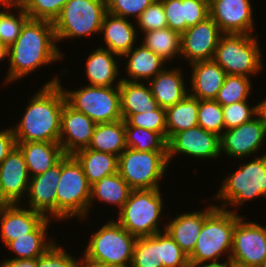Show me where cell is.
I'll list each match as a JSON object with an SVG mask.
<instances>
[{
  "label": "cell",
  "instance_id": "obj_46",
  "mask_svg": "<svg viewBox=\"0 0 266 267\" xmlns=\"http://www.w3.org/2000/svg\"><path fill=\"white\" fill-rule=\"evenodd\" d=\"M153 1L155 0H106L107 12L135 20Z\"/></svg>",
  "mask_w": 266,
  "mask_h": 267
},
{
  "label": "cell",
  "instance_id": "obj_13",
  "mask_svg": "<svg viewBox=\"0 0 266 267\" xmlns=\"http://www.w3.org/2000/svg\"><path fill=\"white\" fill-rule=\"evenodd\" d=\"M220 152L222 155L233 157L236 160L255 157L264 147L266 132L260 117L257 115L252 120L240 126L225 130L220 136ZM223 153V154H222ZM247 157V158H246Z\"/></svg>",
  "mask_w": 266,
  "mask_h": 267
},
{
  "label": "cell",
  "instance_id": "obj_8",
  "mask_svg": "<svg viewBox=\"0 0 266 267\" xmlns=\"http://www.w3.org/2000/svg\"><path fill=\"white\" fill-rule=\"evenodd\" d=\"M258 40L257 34H222L213 60L227 75L254 78L265 69Z\"/></svg>",
  "mask_w": 266,
  "mask_h": 267
},
{
  "label": "cell",
  "instance_id": "obj_37",
  "mask_svg": "<svg viewBox=\"0 0 266 267\" xmlns=\"http://www.w3.org/2000/svg\"><path fill=\"white\" fill-rule=\"evenodd\" d=\"M126 146L137 151H167V139L158 132L130 126L125 121Z\"/></svg>",
  "mask_w": 266,
  "mask_h": 267
},
{
  "label": "cell",
  "instance_id": "obj_32",
  "mask_svg": "<svg viewBox=\"0 0 266 267\" xmlns=\"http://www.w3.org/2000/svg\"><path fill=\"white\" fill-rule=\"evenodd\" d=\"M73 156L80 163L90 185L105 176L118 173V156L113 154L84 148L76 151Z\"/></svg>",
  "mask_w": 266,
  "mask_h": 267
},
{
  "label": "cell",
  "instance_id": "obj_57",
  "mask_svg": "<svg viewBox=\"0 0 266 267\" xmlns=\"http://www.w3.org/2000/svg\"><path fill=\"white\" fill-rule=\"evenodd\" d=\"M259 267H266V258L264 259V261L262 262V264Z\"/></svg>",
  "mask_w": 266,
  "mask_h": 267
},
{
  "label": "cell",
  "instance_id": "obj_26",
  "mask_svg": "<svg viewBox=\"0 0 266 267\" xmlns=\"http://www.w3.org/2000/svg\"><path fill=\"white\" fill-rule=\"evenodd\" d=\"M125 59L127 62H125L124 72H126L127 78L124 75L121 79L126 81L149 82L167 66V63L159 55L140 43L121 57L122 61Z\"/></svg>",
  "mask_w": 266,
  "mask_h": 267
},
{
  "label": "cell",
  "instance_id": "obj_31",
  "mask_svg": "<svg viewBox=\"0 0 266 267\" xmlns=\"http://www.w3.org/2000/svg\"><path fill=\"white\" fill-rule=\"evenodd\" d=\"M132 189L119 173L105 176L91 185L89 210L93 207L95 201L103 204H110L117 207V212L121 210Z\"/></svg>",
  "mask_w": 266,
  "mask_h": 267
},
{
  "label": "cell",
  "instance_id": "obj_29",
  "mask_svg": "<svg viewBox=\"0 0 266 267\" xmlns=\"http://www.w3.org/2000/svg\"><path fill=\"white\" fill-rule=\"evenodd\" d=\"M119 90L123 120L130 114L145 113L159 107L148 82L121 80Z\"/></svg>",
  "mask_w": 266,
  "mask_h": 267
},
{
  "label": "cell",
  "instance_id": "obj_56",
  "mask_svg": "<svg viewBox=\"0 0 266 267\" xmlns=\"http://www.w3.org/2000/svg\"><path fill=\"white\" fill-rule=\"evenodd\" d=\"M0 7H9V0H0Z\"/></svg>",
  "mask_w": 266,
  "mask_h": 267
},
{
  "label": "cell",
  "instance_id": "obj_54",
  "mask_svg": "<svg viewBox=\"0 0 266 267\" xmlns=\"http://www.w3.org/2000/svg\"><path fill=\"white\" fill-rule=\"evenodd\" d=\"M27 0H9V7L23 6Z\"/></svg>",
  "mask_w": 266,
  "mask_h": 267
},
{
  "label": "cell",
  "instance_id": "obj_43",
  "mask_svg": "<svg viewBox=\"0 0 266 267\" xmlns=\"http://www.w3.org/2000/svg\"><path fill=\"white\" fill-rule=\"evenodd\" d=\"M222 110L225 130L240 126L252 120L258 114L257 104L252 106L249 101L222 106Z\"/></svg>",
  "mask_w": 266,
  "mask_h": 267
},
{
  "label": "cell",
  "instance_id": "obj_18",
  "mask_svg": "<svg viewBox=\"0 0 266 267\" xmlns=\"http://www.w3.org/2000/svg\"><path fill=\"white\" fill-rule=\"evenodd\" d=\"M96 123L87 115L75 110L67 102L61 113L59 144L65 155L88 148Z\"/></svg>",
  "mask_w": 266,
  "mask_h": 267
},
{
  "label": "cell",
  "instance_id": "obj_47",
  "mask_svg": "<svg viewBox=\"0 0 266 267\" xmlns=\"http://www.w3.org/2000/svg\"><path fill=\"white\" fill-rule=\"evenodd\" d=\"M162 263L163 267H190L188 255L166 231H162Z\"/></svg>",
  "mask_w": 266,
  "mask_h": 267
},
{
  "label": "cell",
  "instance_id": "obj_49",
  "mask_svg": "<svg viewBox=\"0 0 266 267\" xmlns=\"http://www.w3.org/2000/svg\"><path fill=\"white\" fill-rule=\"evenodd\" d=\"M0 267H37V258H5L0 262Z\"/></svg>",
  "mask_w": 266,
  "mask_h": 267
},
{
  "label": "cell",
  "instance_id": "obj_2",
  "mask_svg": "<svg viewBox=\"0 0 266 267\" xmlns=\"http://www.w3.org/2000/svg\"><path fill=\"white\" fill-rule=\"evenodd\" d=\"M59 80L56 74L31 96L19 122L11 126L16 142L59 143L61 113L66 102Z\"/></svg>",
  "mask_w": 266,
  "mask_h": 267
},
{
  "label": "cell",
  "instance_id": "obj_22",
  "mask_svg": "<svg viewBox=\"0 0 266 267\" xmlns=\"http://www.w3.org/2000/svg\"><path fill=\"white\" fill-rule=\"evenodd\" d=\"M84 68L87 85L99 87H114L121 83V57L108 49L97 47L87 55ZM119 61V63H118Z\"/></svg>",
  "mask_w": 266,
  "mask_h": 267
},
{
  "label": "cell",
  "instance_id": "obj_52",
  "mask_svg": "<svg viewBox=\"0 0 266 267\" xmlns=\"http://www.w3.org/2000/svg\"><path fill=\"white\" fill-rule=\"evenodd\" d=\"M8 47L0 43V62H4L5 58L8 59Z\"/></svg>",
  "mask_w": 266,
  "mask_h": 267
},
{
  "label": "cell",
  "instance_id": "obj_48",
  "mask_svg": "<svg viewBox=\"0 0 266 267\" xmlns=\"http://www.w3.org/2000/svg\"><path fill=\"white\" fill-rule=\"evenodd\" d=\"M9 128V129H8ZM0 130V164L17 146L11 126Z\"/></svg>",
  "mask_w": 266,
  "mask_h": 267
},
{
  "label": "cell",
  "instance_id": "obj_40",
  "mask_svg": "<svg viewBox=\"0 0 266 267\" xmlns=\"http://www.w3.org/2000/svg\"><path fill=\"white\" fill-rule=\"evenodd\" d=\"M198 125L220 136L224 131L222 105L215 100H198Z\"/></svg>",
  "mask_w": 266,
  "mask_h": 267
},
{
  "label": "cell",
  "instance_id": "obj_35",
  "mask_svg": "<svg viewBox=\"0 0 266 267\" xmlns=\"http://www.w3.org/2000/svg\"><path fill=\"white\" fill-rule=\"evenodd\" d=\"M142 41L146 48L159 55L168 63L176 58L180 59L181 34L170 28L152 30L142 33Z\"/></svg>",
  "mask_w": 266,
  "mask_h": 267
},
{
  "label": "cell",
  "instance_id": "obj_42",
  "mask_svg": "<svg viewBox=\"0 0 266 267\" xmlns=\"http://www.w3.org/2000/svg\"><path fill=\"white\" fill-rule=\"evenodd\" d=\"M125 121L130 126L142 127L149 131L161 133L167 139L166 110L158 107L145 113L130 114Z\"/></svg>",
  "mask_w": 266,
  "mask_h": 267
},
{
  "label": "cell",
  "instance_id": "obj_45",
  "mask_svg": "<svg viewBox=\"0 0 266 267\" xmlns=\"http://www.w3.org/2000/svg\"><path fill=\"white\" fill-rule=\"evenodd\" d=\"M137 30L142 33L167 27L162 0L153 1L148 8L135 20ZM139 28V29H138Z\"/></svg>",
  "mask_w": 266,
  "mask_h": 267
},
{
  "label": "cell",
  "instance_id": "obj_50",
  "mask_svg": "<svg viewBox=\"0 0 266 267\" xmlns=\"http://www.w3.org/2000/svg\"><path fill=\"white\" fill-rule=\"evenodd\" d=\"M257 106H258L257 115L260 117L266 132V97L263 100L261 99V101L258 102Z\"/></svg>",
  "mask_w": 266,
  "mask_h": 267
},
{
  "label": "cell",
  "instance_id": "obj_58",
  "mask_svg": "<svg viewBox=\"0 0 266 267\" xmlns=\"http://www.w3.org/2000/svg\"><path fill=\"white\" fill-rule=\"evenodd\" d=\"M201 1H203V2H205V3H207V4H210V2H211L212 0H201Z\"/></svg>",
  "mask_w": 266,
  "mask_h": 267
},
{
  "label": "cell",
  "instance_id": "obj_28",
  "mask_svg": "<svg viewBox=\"0 0 266 267\" xmlns=\"http://www.w3.org/2000/svg\"><path fill=\"white\" fill-rule=\"evenodd\" d=\"M16 143L23 153L30 177L44 173L65 156L59 143L44 141Z\"/></svg>",
  "mask_w": 266,
  "mask_h": 267
},
{
  "label": "cell",
  "instance_id": "obj_5",
  "mask_svg": "<svg viewBox=\"0 0 266 267\" xmlns=\"http://www.w3.org/2000/svg\"><path fill=\"white\" fill-rule=\"evenodd\" d=\"M90 189L80 163L73 155H65L61 159V175L56 188V220H88Z\"/></svg>",
  "mask_w": 266,
  "mask_h": 267
},
{
  "label": "cell",
  "instance_id": "obj_38",
  "mask_svg": "<svg viewBox=\"0 0 266 267\" xmlns=\"http://www.w3.org/2000/svg\"><path fill=\"white\" fill-rule=\"evenodd\" d=\"M251 79L242 75H226L215 101L222 106L249 101L253 89Z\"/></svg>",
  "mask_w": 266,
  "mask_h": 267
},
{
  "label": "cell",
  "instance_id": "obj_44",
  "mask_svg": "<svg viewBox=\"0 0 266 267\" xmlns=\"http://www.w3.org/2000/svg\"><path fill=\"white\" fill-rule=\"evenodd\" d=\"M82 261V257L76 259L67 253L64 246L62 248V244L54 242L43 255L37 257V267H81Z\"/></svg>",
  "mask_w": 266,
  "mask_h": 267
},
{
  "label": "cell",
  "instance_id": "obj_7",
  "mask_svg": "<svg viewBox=\"0 0 266 267\" xmlns=\"http://www.w3.org/2000/svg\"><path fill=\"white\" fill-rule=\"evenodd\" d=\"M162 194L161 189L132 190L116 221L137 238L165 231L167 221L162 222L165 210Z\"/></svg>",
  "mask_w": 266,
  "mask_h": 267
},
{
  "label": "cell",
  "instance_id": "obj_11",
  "mask_svg": "<svg viewBox=\"0 0 266 267\" xmlns=\"http://www.w3.org/2000/svg\"><path fill=\"white\" fill-rule=\"evenodd\" d=\"M66 102L87 115L96 124L112 123L122 119L119 86L99 87L82 85L79 89H65Z\"/></svg>",
  "mask_w": 266,
  "mask_h": 267
},
{
  "label": "cell",
  "instance_id": "obj_55",
  "mask_svg": "<svg viewBox=\"0 0 266 267\" xmlns=\"http://www.w3.org/2000/svg\"><path fill=\"white\" fill-rule=\"evenodd\" d=\"M81 267H111V266H102V265H97L91 262H86V261H82Z\"/></svg>",
  "mask_w": 266,
  "mask_h": 267
},
{
  "label": "cell",
  "instance_id": "obj_24",
  "mask_svg": "<svg viewBox=\"0 0 266 267\" xmlns=\"http://www.w3.org/2000/svg\"><path fill=\"white\" fill-rule=\"evenodd\" d=\"M190 66L189 95L198 100H215L226 72L214 60L199 61Z\"/></svg>",
  "mask_w": 266,
  "mask_h": 267
},
{
  "label": "cell",
  "instance_id": "obj_19",
  "mask_svg": "<svg viewBox=\"0 0 266 267\" xmlns=\"http://www.w3.org/2000/svg\"><path fill=\"white\" fill-rule=\"evenodd\" d=\"M61 175V160L44 173L30 177L27 207L56 221V188Z\"/></svg>",
  "mask_w": 266,
  "mask_h": 267
},
{
  "label": "cell",
  "instance_id": "obj_21",
  "mask_svg": "<svg viewBox=\"0 0 266 267\" xmlns=\"http://www.w3.org/2000/svg\"><path fill=\"white\" fill-rule=\"evenodd\" d=\"M207 204L208 207L199 211L176 214L166 223L165 231L187 255L194 250L205 219L217 208L216 203Z\"/></svg>",
  "mask_w": 266,
  "mask_h": 267
},
{
  "label": "cell",
  "instance_id": "obj_20",
  "mask_svg": "<svg viewBox=\"0 0 266 267\" xmlns=\"http://www.w3.org/2000/svg\"><path fill=\"white\" fill-rule=\"evenodd\" d=\"M44 219L41 213L25 207L23 203L0 205V242L6 246L10 241L32 232Z\"/></svg>",
  "mask_w": 266,
  "mask_h": 267
},
{
  "label": "cell",
  "instance_id": "obj_16",
  "mask_svg": "<svg viewBox=\"0 0 266 267\" xmlns=\"http://www.w3.org/2000/svg\"><path fill=\"white\" fill-rule=\"evenodd\" d=\"M251 0H212L209 16L223 34H256Z\"/></svg>",
  "mask_w": 266,
  "mask_h": 267
},
{
  "label": "cell",
  "instance_id": "obj_39",
  "mask_svg": "<svg viewBox=\"0 0 266 267\" xmlns=\"http://www.w3.org/2000/svg\"><path fill=\"white\" fill-rule=\"evenodd\" d=\"M3 9L0 7V43L9 48L20 35L21 28L29 16L23 6L4 7Z\"/></svg>",
  "mask_w": 266,
  "mask_h": 267
},
{
  "label": "cell",
  "instance_id": "obj_34",
  "mask_svg": "<svg viewBox=\"0 0 266 267\" xmlns=\"http://www.w3.org/2000/svg\"><path fill=\"white\" fill-rule=\"evenodd\" d=\"M167 141L180 131L198 125V99L187 95L183 100L166 109Z\"/></svg>",
  "mask_w": 266,
  "mask_h": 267
},
{
  "label": "cell",
  "instance_id": "obj_25",
  "mask_svg": "<svg viewBox=\"0 0 266 267\" xmlns=\"http://www.w3.org/2000/svg\"><path fill=\"white\" fill-rule=\"evenodd\" d=\"M169 68L165 67L148 82L159 107L165 109L180 102L189 94L187 78L185 81L181 67Z\"/></svg>",
  "mask_w": 266,
  "mask_h": 267
},
{
  "label": "cell",
  "instance_id": "obj_4",
  "mask_svg": "<svg viewBox=\"0 0 266 267\" xmlns=\"http://www.w3.org/2000/svg\"><path fill=\"white\" fill-rule=\"evenodd\" d=\"M243 215L223 208H216L204 221L194 250L188 255L190 267L206 262L230 259L233 247V231ZM226 254V257L224 255Z\"/></svg>",
  "mask_w": 266,
  "mask_h": 267
},
{
  "label": "cell",
  "instance_id": "obj_27",
  "mask_svg": "<svg viewBox=\"0 0 266 267\" xmlns=\"http://www.w3.org/2000/svg\"><path fill=\"white\" fill-rule=\"evenodd\" d=\"M167 27L183 33L209 17V4L201 0H162Z\"/></svg>",
  "mask_w": 266,
  "mask_h": 267
},
{
  "label": "cell",
  "instance_id": "obj_17",
  "mask_svg": "<svg viewBox=\"0 0 266 267\" xmlns=\"http://www.w3.org/2000/svg\"><path fill=\"white\" fill-rule=\"evenodd\" d=\"M30 175L21 150L16 146L0 164V201L24 203Z\"/></svg>",
  "mask_w": 266,
  "mask_h": 267
},
{
  "label": "cell",
  "instance_id": "obj_9",
  "mask_svg": "<svg viewBox=\"0 0 266 267\" xmlns=\"http://www.w3.org/2000/svg\"><path fill=\"white\" fill-rule=\"evenodd\" d=\"M106 13V0H69L53 22L57 44L100 35Z\"/></svg>",
  "mask_w": 266,
  "mask_h": 267
},
{
  "label": "cell",
  "instance_id": "obj_3",
  "mask_svg": "<svg viewBox=\"0 0 266 267\" xmlns=\"http://www.w3.org/2000/svg\"><path fill=\"white\" fill-rule=\"evenodd\" d=\"M251 159L224 176L220 190L213 196L219 202L218 208L238 213L237 208L248 201L266 198V153Z\"/></svg>",
  "mask_w": 266,
  "mask_h": 267
},
{
  "label": "cell",
  "instance_id": "obj_12",
  "mask_svg": "<svg viewBox=\"0 0 266 267\" xmlns=\"http://www.w3.org/2000/svg\"><path fill=\"white\" fill-rule=\"evenodd\" d=\"M181 155L200 161L221 158L219 136L206 131L199 125L175 133L167 141L169 165L172 163L171 160Z\"/></svg>",
  "mask_w": 266,
  "mask_h": 267
},
{
  "label": "cell",
  "instance_id": "obj_10",
  "mask_svg": "<svg viewBox=\"0 0 266 267\" xmlns=\"http://www.w3.org/2000/svg\"><path fill=\"white\" fill-rule=\"evenodd\" d=\"M167 168V151H137L127 147L118 157V173L132 190L161 189Z\"/></svg>",
  "mask_w": 266,
  "mask_h": 267
},
{
  "label": "cell",
  "instance_id": "obj_53",
  "mask_svg": "<svg viewBox=\"0 0 266 267\" xmlns=\"http://www.w3.org/2000/svg\"><path fill=\"white\" fill-rule=\"evenodd\" d=\"M228 267H253L250 265L242 264L231 259H228Z\"/></svg>",
  "mask_w": 266,
  "mask_h": 267
},
{
  "label": "cell",
  "instance_id": "obj_36",
  "mask_svg": "<svg viewBox=\"0 0 266 267\" xmlns=\"http://www.w3.org/2000/svg\"><path fill=\"white\" fill-rule=\"evenodd\" d=\"M130 267H163L162 232L137 238Z\"/></svg>",
  "mask_w": 266,
  "mask_h": 267
},
{
  "label": "cell",
  "instance_id": "obj_1",
  "mask_svg": "<svg viewBox=\"0 0 266 267\" xmlns=\"http://www.w3.org/2000/svg\"><path fill=\"white\" fill-rule=\"evenodd\" d=\"M57 46L52 22L28 19L18 38L8 48L9 69L3 80L4 85L7 87V84L18 82L42 66L63 60L64 54Z\"/></svg>",
  "mask_w": 266,
  "mask_h": 267
},
{
  "label": "cell",
  "instance_id": "obj_30",
  "mask_svg": "<svg viewBox=\"0 0 266 267\" xmlns=\"http://www.w3.org/2000/svg\"><path fill=\"white\" fill-rule=\"evenodd\" d=\"M52 220L45 218L32 232L10 241L5 247L15 254L16 257L13 256L12 259L37 258L43 255L57 240L48 237L47 231Z\"/></svg>",
  "mask_w": 266,
  "mask_h": 267
},
{
  "label": "cell",
  "instance_id": "obj_51",
  "mask_svg": "<svg viewBox=\"0 0 266 267\" xmlns=\"http://www.w3.org/2000/svg\"><path fill=\"white\" fill-rule=\"evenodd\" d=\"M195 267H228V260L216 261V262H206Z\"/></svg>",
  "mask_w": 266,
  "mask_h": 267
},
{
  "label": "cell",
  "instance_id": "obj_33",
  "mask_svg": "<svg viewBox=\"0 0 266 267\" xmlns=\"http://www.w3.org/2000/svg\"><path fill=\"white\" fill-rule=\"evenodd\" d=\"M89 149L118 156L127 148L125 120L96 124Z\"/></svg>",
  "mask_w": 266,
  "mask_h": 267
},
{
  "label": "cell",
  "instance_id": "obj_14",
  "mask_svg": "<svg viewBox=\"0 0 266 267\" xmlns=\"http://www.w3.org/2000/svg\"><path fill=\"white\" fill-rule=\"evenodd\" d=\"M244 219L242 216L236 222L230 259L259 267L266 258V226Z\"/></svg>",
  "mask_w": 266,
  "mask_h": 267
},
{
  "label": "cell",
  "instance_id": "obj_23",
  "mask_svg": "<svg viewBox=\"0 0 266 267\" xmlns=\"http://www.w3.org/2000/svg\"><path fill=\"white\" fill-rule=\"evenodd\" d=\"M131 21L107 12L100 31V35L104 36L102 38L106 47L104 45L99 47L108 49L120 57L129 52L137 45L140 37L135 21Z\"/></svg>",
  "mask_w": 266,
  "mask_h": 267
},
{
  "label": "cell",
  "instance_id": "obj_15",
  "mask_svg": "<svg viewBox=\"0 0 266 267\" xmlns=\"http://www.w3.org/2000/svg\"><path fill=\"white\" fill-rule=\"evenodd\" d=\"M223 33L209 16L181 33L180 60L187 64L213 60Z\"/></svg>",
  "mask_w": 266,
  "mask_h": 267
},
{
  "label": "cell",
  "instance_id": "obj_6",
  "mask_svg": "<svg viewBox=\"0 0 266 267\" xmlns=\"http://www.w3.org/2000/svg\"><path fill=\"white\" fill-rule=\"evenodd\" d=\"M94 231L82 259L102 266L130 267L137 237L125 230L115 218Z\"/></svg>",
  "mask_w": 266,
  "mask_h": 267
},
{
  "label": "cell",
  "instance_id": "obj_41",
  "mask_svg": "<svg viewBox=\"0 0 266 267\" xmlns=\"http://www.w3.org/2000/svg\"><path fill=\"white\" fill-rule=\"evenodd\" d=\"M69 0H27L23 8L29 19L54 22Z\"/></svg>",
  "mask_w": 266,
  "mask_h": 267
}]
</instances>
